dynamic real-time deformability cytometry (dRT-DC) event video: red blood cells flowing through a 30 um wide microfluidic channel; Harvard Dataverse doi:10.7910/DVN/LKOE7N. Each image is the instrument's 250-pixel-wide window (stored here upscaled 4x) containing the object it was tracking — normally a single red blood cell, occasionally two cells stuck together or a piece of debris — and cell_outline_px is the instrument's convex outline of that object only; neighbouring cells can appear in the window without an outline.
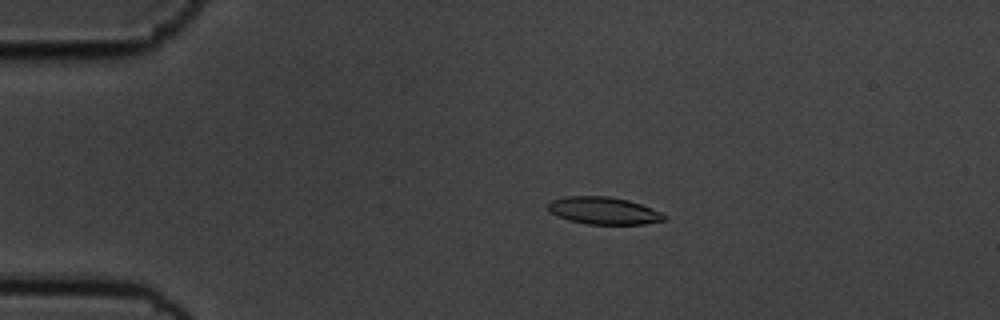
{"species": "common noctule bat (a hibernating species)", "species_latin": "Nyctalus noctula", "temperature_condition": "cold", "stored_images_in_passage": 57, "camera_frame_rate_fps": 3000, "um_per_image_px": 0.085, "animal": {"sex": "male", "body_mass_g": 19.5, "forearm_length_mm": 54.6}, "frame": {"image": 1, "passage_image": 12, "time_ms": 3.667, "image_size_px": [1000, 320], "cell_outline_px": [[668, 220], [644, 224], [588, 224], [568, 220], [552, 212], [548, 208], [548, 204], [552, 200], [564, 196], [608, 196], [628, 200], [652, 208], [668, 216]], "centroid_in_image_um": [51.36, 17.91], "position_along_channel_um": 33.6, "area_um2": 18.44}}
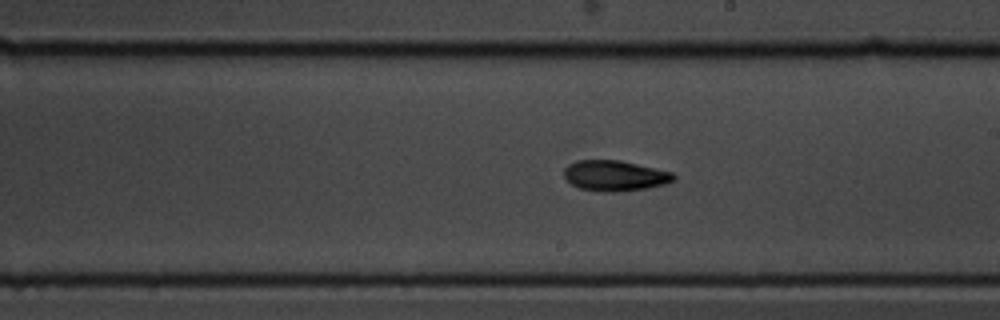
{"frame": {"image": 2, "passage_image": 33, "time_ms": 10.667, "image_size_px": [1000, 320], "cell_outline_px": [[676, 180], [664, 184], [644, 188], [612, 192], [604, 192], [580, 188], [572, 184], [564, 176], [564, 168], [568, 164], [576, 160], [620, 160], [672, 172], [676, 176]], "centroid_in_image_um": [52.25, 14.92], "position_along_channel_um": 236.7, "area_um2": 19.36}}
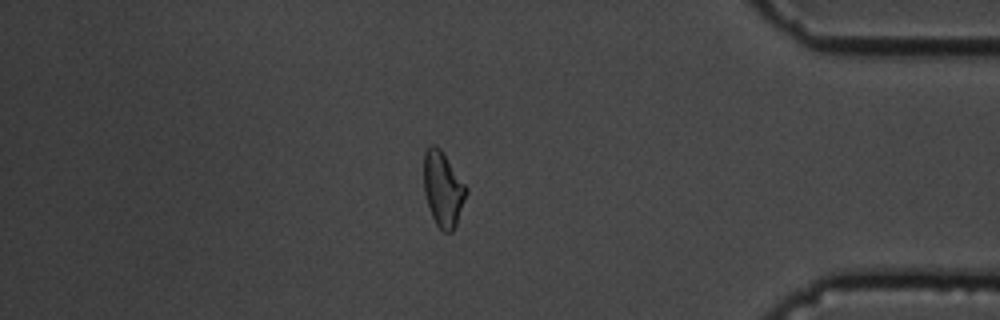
{"frame": {"image": 3, "passage_image": 49, "time_ms": 16.0, "image_size_px": [1000, 320], "cell_outline_px": [[468, 192], [456, 224], [452, 232], [444, 232], [436, 224], [432, 216], [424, 192], [424, 152], [428, 144], [436, 144], [440, 148], [468, 188]], "centroid_in_image_um": [37.65, 16.03], "position_along_channel_um": 397.5, "area_um2": 18.55}, "authors_computed_cell_mechanics": {"area_um2": 18.8428, "velocity_mm_per_s": 3.5617, "shape_relaxation_time_tau1_ms": 3.5737, "shape_relaxation_time_tau2_ms": null, "deformation_change_tau1": 0.1317, "deformation_change_tau2": null}}